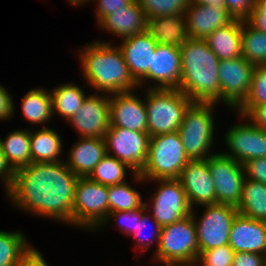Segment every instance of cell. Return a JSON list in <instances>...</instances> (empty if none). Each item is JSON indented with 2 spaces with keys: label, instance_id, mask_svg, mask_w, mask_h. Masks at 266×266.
Listing matches in <instances>:
<instances>
[{
  "label": "cell",
  "instance_id": "cell-25",
  "mask_svg": "<svg viewBox=\"0 0 266 266\" xmlns=\"http://www.w3.org/2000/svg\"><path fill=\"white\" fill-rule=\"evenodd\" d=\"M206 41L219 60L242 56V19L235 18L227 26L216 29Z\"/></svg>",
  "mask_w": 266,
  "mask_h": 266
},
{
  "label": "cell",
  "instance_id": "cell-17",
  "mask_svg": "<svg viewBox=\"0 0 266 266\" xmlns=\"http://www.w3.org/2000/svg\"><path fill=\"white\" fill-rule=\"evenodd\" d=\"M190 207L216 204V192L207 159L190 160L178 177Z\"/></svg>",
  "mask_w": 266,
  "mask_h": 266
},
{
  "label": "cell",
  "instance_id": "cell-5",
  "mask_svg": "<svg viewBox=\"0 0 266 266\" xmlns=\"http://www.w3.org/2000/svg\"><path fill=\"white\" fill-rule=\"evenodd\" d=\"M147 89L144 101L149 136L177 132L193 101L178 89Z\"/></svg>",
  "mask_w": 266,
  "mask_h": 266
},
{
  "label": "cell",
  "instance_id": "cell-10",
  "mask_svg": "<svg viewBox=\"0 0 266 266\" xmlns=\"http://www.w3.org/2000/svg\"><path fill=\"white\" fill-rule=\"evenodd\" d=\"M107 154L116 157L140 174L147 161L150 136L148 132L109 127L105 133Z\"/></svg>",
  "mask_w": 266,
  "mask_h": 266
},
{
  "label": "cell",
  "instance_id": "cell-11",
  "mask_svg": "<svg viewBox=\"0 0 266 266\" xmlns=\"http://www.w3.org/2000/svg\"><path fill=\"white\" fill-rule=\"evenodd\" d=\"M216 192V204L238 207L245 180L244 166L223 153L207 158Z\"/></svg>",
  "mask_w": 266,
  "mask_h": 266
},
{
  "label": "cell",
  "instance_id": "cell-9",
  "mask_svg": "<svg viewBox=\"0 0 266 266\" xmlns=\"http://www.w3.org/2000/svg\"><path fill=\"white\" fill-rule=\"evenodd\" d=\"M191 211L197 233L199 254L202 251L228 245L232 222L239 213L237 208L225 204L205 205L202 216L197 219Z\"/></svg>",
  "mask_w": 266,
  "mask_h": 266
},
{
  "label": "cell",
  "instance_id": "cell-52",
  "mask_svg": "<svg viewBox=\"0 0 266 266\" xmlns=\"http://www.w3.org/2000/svg\"><path fill=\"white\" fill-rule=\"evenodd\" d=\"M87 0H80V5H83V3H86Z\"/></svg>",
  "mask_w": 266,
  "mask_h": 266
},
{
  "label": "cell",
  "instance_id": "cell-46",
  "mask_svg": "<svg viewBox=\"0 0 266 266\" xmlns=\"http://www.w3.org/2000/svg\"><path fill=\"white\" fill-rule=\"evenodd\" d=\"M13 266H49L43 255L32 245Z\"/></svg>",
  "mask_w": 266,
  "mask_h": 266
},
{
  "label": "cell",
  "instance_id": "cell-24",
  "mask_svg": "<svg viewBox=\"0 0 266 266\" xmlns=\"http://www.w3.org/2000/svg\"><path fill=\"white\" fill-rule=\"evenodd\" d=\"M147 31L161 45L180 47L189 38L185 13L148 18Z\"/></svg>",
  "mask_w": 266,
  "mask_h": 266
},
{
  "label": "cell",
  "instance_id": "cell-14",
  "mask_svg": "<svg viewBox=\"0 0 266 266\" xmlns=\"http://www.w3.org/2000/svg\"><path fill=\"white\" fill-rule=\"evenodd\" d=\"M86 138H104L110 127V95L90 94L68 120Z\"/></svg>",
  "mask_w": 266,
  "mask_h": 266
},
{
  "label": "cell",
  "instance_id": "cell-48",
  "mask_svg": "<svg viewBox=\"0 0 266 266\" xmlns=\"http://www.w3.org/2000/svg\"><path fill=\"white\" fill-rule=\"evenodd\" d=\"M0 177L3 179L5 189L13 182L14 171L6 161L0 147Z\"/></svg>",
  "mask_w": 266,
  "mask_h": 266
},
{
  "label": "cell",
  "instance_id": "cell-42",
  "mask_svg": "<svg viewBox=\"0 0 266 266\" xmlns=\"http://www.w3.org/2000/svg\"><path fill=\"white\" fill-rule=\"evenodd\" d=\"M90 0H87V2ZM133 0H96L97 10H96V19L99 24L106 16L114 13L116 10L125 8Z\"/></svg>",
  "mask_w": 266,
  "mask_h": 266
},
{
  "label": "cell",
  "instance_id": "cell-26",
  "mask_svg": "<svg viewBox=\"0 0 266 266\" xmlns=\"http://www.w3.org/2000/svg\"><path fill=\"white\" fill-rule=\"evenodd\" d=\"M60 135L50 127L30 130V147L32 162H59L63 151ZM62 159V160H61Z\"/></svg>",
  "mask_w": 266,
  "mask_h": 266
},
{
  "label": "cell",
  "instance_id": "cell-41",
  "mask_svg": "<svg viewBox=\"0 0 266 266\" xmlns=\"http://www.w3.org/2000/svg\"><path fill=\"white\" fill-rule=\"evenodd\" d=\"M244 20L256 30L266 32V0H255L254 8Z\"/></svg>",
  "mask_w": 266,
  "mask_h": 266
},
{
  "label": "cell",
  "instance_id": "cell-36",
  "mask_svg": "<svg viewBox=\"0 0 266 266\" xmlns=\"http://www.w3.org/2000/svg\"><path fill=\"white\" fill-rule=\"evenodd\" d=\"M147 19L185 13L191 0H137Z\"/></svg>",
  "mask_w": 266,
  "mask_h": 266
},
{
  "label": "cell",
  "instance_id": "cell-21",
  "mask_svg": "<svg viewBox=\"0 0 266 266\" xmlns=\"http://www.w3.org/2000/svg\"><path fill=\"white\" fill-rule=\"evenodd\" d=\"M156 46V41L147 30L124 38L121 44L118 45L128 70L136 82L149 71L152 54H154Z\"/></svg>",
  "mask_w": 266,
  "mask_h": 266
},
{
  "label": "cell",
  "instance_id": "cell-45",
  "mask_svg": "<svg viewBox=\"0 0 266 266\" xmlns=\"http://www.w3.org/2000/svg\"><path fill=\"white\" fill-rule=\"evenodd\" d=\"M240 118L247 119L251 121V123L266 131V104L251 106Z\"/></svg>",
  "mask_w": 266,
  "mask_h": 266
},
{
  "label": "cell",
  "instance_id": "cell-23",
  "mask_svg": "<svg viewBox=\"0 0 266 266\" xmlns=\"http://www.w3.org/2000/svg\"><path fill=\"white\" fill-rule=\"evenodd\" d=\"M65 161L68 168L78 177H88L100 160L107 155L104 138L81 137Z\"/></svg>",
  "mask_w": 266,
  "mask_h": 266
},
{
  "label": "cell",
  "instance_id": "cell-35",
  "mask_svg": "<svg viewBox=\"0 0 266 266\" xmlns=\"http://www.w3.org/2000/svg\"><path fill=\"white\" fill-rule=\"evenodd\" d=\"M266 104V63L255 65L248 96L237 108L243 115L251 106Z\"/></svg>",
  "mask_w": 266,
  "mask_h": 266
},
{
  "label": "cell",
  "instance_id": "cell-19",
  "mask_svg": "<svg viewBox=\"0 0 266 266\" xmlns=\"http://www.w3.org/2000/svg\"><path fill=\"white\" fill-rule=\"evenodd\" d=\"M187 34L191 39L206 38L216 29L227 26L235 18L224 6L190 3L185 11Z\"/></svg>",
  "mask_w": 266,
  "mask_h": 266
},
{
  "label": "cell",
  "instance_id": "cell-34",
  "mask_svg": "<svg viewBox=\"0 0 266 266\" xmlns=\"http://www.w3.org/2000/svg\"><path fill=\"white\" fill-rule=\"evenodd\" d=\"M29 247L21 232L0 231V266H13Z\"/></svg>",
  "mask_w": 266,
  "mask_h": 266
},
{
  "label": "cell",
  "instance_id": "cell-22",
  "mask_svg": "<svg viewBox=\"0 0 266 266\" xmlns=\"http://www.w3.org/2000/svg\"><path fill=\"white\" fill-rule=\"evenodd\" d=\"M99 26L101 29L112 33V35L124 39L146 31L147 17L139 2L133 0L125 8L118 9L114 13L106 16L99 23Z\"/></svg>",
  "mask_w": 266,
  "mask_h": 266
},
{
  "label": "cell",
  "instance_id": "cell-28",
  "mask_svg": "<svg viewBox=\"0 0 266 266\" xmlns=\"http://www.w3.org/2000/svg\"><path fill=\"white\" fill-rule=\"evenodd\" d=\"M237 210L245 217L266 222V185L245 178Z\"/></svg>",
  "mask_w": 266,
  "mask_h": 266
},
{
  "label": "cell",
  "instance_id": "cell-39",
  "mask_svg": "<svg viewBox=\"0 0 266 266\" xmlns=\"http://www.w3.org/2000/svg\"><path fill=\"white\" fill-rule=\"evenodd\" d=\"M146 211L147 208L145 203L141 208L133 211L111 212L99 228L101 229L103 225L105 227V225H107L106 223L114 218L116 220L115 224H117L118 227L120 226V231L123 232L122 234L131 236L136 232L137 219H141L142 214Z\"/></svg>",
  "mask_w": 266,
  "mask_h": 266
},
{
  "label": "cell",
  "instance_id": "cell-31",
  "mask_svg": "<svg viewBox=\"0 0 266 266\" xmlns=\"http://www.w3.org/2000/svg\"><path fill=\"white\" fill-rule=\"evenodd\" d=\"M242 56L254 65L266 63V32L242 19Z\"/></svg>",
  "mask_w": 266,
  "mask_h": 266
},
{
  "label": "cell",
  "instance_id": "cell-51",
  "mask_svg": "<svg viewBox=\"0 0 266 266\" xmlns=\"http://www.w3.org/2000/svg\"><path fill=\"white\" fill-rule=\"evenodd\" d=\"M69 3H71V5L74 6H79L80 4V0H68Z\"/></svg>",
  "mask_w": 266,
  "mask_h": 266
},
{
  "label": "cell",
  "instance_id": "cell-4",
  "mask_svg": "<svg viewBox=\"0 0 266 266\" xmlns=\"http://www.w3.org/2000/svg\"><path fill=\"white\" fill-rule=\"evenodd\" d=\"M189 161L178 131L151 136L147 161L140 174L134 173L133 179L136 182L178 179Z\"/></svg>",
  "mask_w": 266,
  "mask_h": 266
},
{
  "label": "cell",
  "instance_id": "cell-2",
  "mask_svg": "<svg viewBox=\"0 0 266 266\" xmlns=\"http://www.w3.org/2000/svg\"><path fill=\"white\" fill-rule=\"evenodd\" d=\"M178 90L193 102H220L219 58L206 40L188 38L181 46Z\"/></svg>",
  "mask_w": 266,
  "mask_h": 266
},
{
  "label": "cell",
  "instance_id": "cell-47",
  "mask_svg": "<svg viewBox=\"0 0 266 266\" xmlns=\"http://www.w3.org/2000/svg\"><path fill=\"white\" fill-rule=\"evenodd\" d=\"M7 89L0 85V120H6L13 117L14 101ZM12 116V117H11Z\"/></svg>",
  "mask_w": 266,
  "mask_h": 266
},
{
  "label": "cell",
  "instance_id": "cell-27",
  "mask_svg": "<svg viewBox=\"0 0 266 266\" xmlns=\"http://www.w3.org/2000/svg\"><path fill=\"white\" fill-rule=\"evenodd\" d=\"M0 147L13 171L32 163L30 130H15L5 140L0 138Z\"/></svg>",
  "mask_w": 266,
  "mask_h": 266
},
{
  "label": "cell",
  "instance_id": "cell-29",
  "mask_svg": "<svg viewBox=\"0 0 266 266\" xmlns=\"http://www.w3.org/2000/svg\"><path fill=\"white\" fill-rule=\"evenodd\" d=\"M52 99V114L55 112L67 121L75 114L87 97L82 87L77 84L65 83L49 90Z\"/></svg>",
  "mask_w": 266,
  "mask_h": 266
},
{
  "label": "cell",
  "instance_id": "cell-12",
  "mask_svg": "<svg viewBox=\"0 0 266 266\" xmlns=\"http://www.w3.org/2000/svg\"><path fill=\"white\" fill-rule=\"evenodd\" d=\"M158 184L151 199V207L146 204L147 210L151 208V216L161 225V227L171 225L189 215L190 207L184 188L178 179H158L152 180Z\"/></svg>",
  "mask_w": 266,
  "mask_h": 266
},
{
  "label": "cell",
  "instance_id": "cell-40",
  "mask_svg": "<svg viewBox=\"0 0 266 266\" xmlns=\"http://www.w3.org/2000/svg\"><path fill=\"white\" fill-rule=\"evenodd\" d=\"M245 178L266 185V158H254L243 164Z\"/></svg>",
  "mask_w": 266,
  "mask_h": 266
},
{
  "label": "cell",
  "instance_id": "cell-20",
  "mask_svg": "<svg viewBox=\"0 0 266 266\" xmlns=\"http://www.w3.org/2000/svg\"><path fill=\"white\" fill-rule=\"evenodd\" d=\"M228 245L234 252L266 255V222L238 213L231 225Z\"/></svg>",
  "mask_w": 266,
  "mask_h": 266
},
{
  "label": "cell",
  "instance_id": "cell-13",
  "mask_svg": "<svg viewBox=\"0 0 266 266\" xmlns=\"http://www.w3.org/2000/svg\"><path fill=\"white\" fill-rule=\"evenodd\" d=\"M220 101L237 109L249 94L255 65L243 56L219 60Z\"/></svg>",
  "mask_w": 266,
  "mask_h": 266
},
{
  "label": "cell",
  "instance_id": "cell-3",
  "mask_svg": "<svg viewBox=\"0 0 266 266\" xmlns=\"http://www.w3.org/2000/svg\"><path fill=\"white\" fill-rule=\"evenodd\" d=\"M100 41L87 44L78 54L87 83L95 91L109 95L135 89L137 91L138 83L131 76L121 49L109 42Z\"/></svg>",
  "mask_w": 266,
  "mask_h": 266
},
{
  "label": "cell",
  "instance_id": "cell-30",
  "mask_svg": "<svg viewBox=\"0 0 266 266\" xmlns=\"http://www.w3.org/2000/svg\"><path fill=\"white\" fill-rule=\"evenodd\" d=\"M21 109L23 116L31 124L39 125L51 120L52 114V99L50 91H45V88L31 89L21 101Z\"/></svg>",
  "mask_w": 266,
  "mask_h": 266
},
{
  "label": "cell",
  "instance_id": "cell-37",
  "mask_svg": "<svg viewBox=\"0 0 266 266\" xmlns=\"http://www.w3.org/2000/svg\"><path fill=\"white\" fill-rule=\"evenodd\" d=\"M146 213L147 212H144L142 214L141 219H137L136 232L131 235L132 237L134 236V238L136 239L137 248H134V249L138 250V248L141 247L140 250L142 252L144 251L146 252V250H149L153 242H156L157 245L155 246L157 250L158 245H159V240H160L161 228H162L161 225L151 216V214L147 216ZM150 219L153 224L151 226L153 227L152 234L144 235L143 233L145 232V228L147 227V223Z\"/></svg>",
  "mask_w": 266,
  "mask_h": 266
},
{
  "label": "cell",
  "instance_id": "cell-1",
  "mask_svg": "<svg viewBox=\"0 0 266 266\" xmlns=\"http://www.w3.org/2000/svg\"><path fill=\"white\" fill-rule=\"evenodd\" d=\"M78 178L64 160L32 162L14 171L13 182L5 189V194L18 209L73 226Z\"/></svg>",
  "mask_w": 266,
  "mask_h": 266
},
{
  "label": "cell",
  "instance_id": "cell-16",
  "mask_svg": "<svg viewBox=\"0 0 266 266\" xmlns=\"http://www.w3.org/2000/svg\"><path fill=\"white\" fill-rule=\"evenodd\" d=\"M181 78V52L179 46L157 44L152 54L149 71L137 82L139 88L145 80L157 82L148 88L178 89Z\"/></svg>",
  "mask_w": 266,
  "mask_h": 266
},
{
  "label": "cell",
  "instance_id": "cell-44",
  "mask_svg": "<svg viewBox=\"0 0 266 266\" xmlns=\"http://www.w3.org/2000/svg\"><path fill=\"white\" fill-rule=\"evenodd\" d=\"M232 266H266V255L235 252Z\"/></svg>",
  "mask_w": 266,
  "mask_h": 266
},
{
  "label": "cell",
  "instance_id": "cell-32",
  "mask_svg": "<svg viewBox=\"0 0 266 266\" xmlns=\"http://www.w3.org/2000/svg\"><path fill=\"white\" fill-rule=\"evenodd\" d=\"M126 169L132 171L125 163L107 154L95 166L88 178L107 186L121 184L127 181Z\"/></svg>",
  "mask_w": 266,
  "mask_h": 266
},
{
  "label": "cell",
  "instance_id": "cell-33",
  "mask_svg": "<svg viewBox=\"0 0 266 266\" xmlns=\"http://www.w3.org/2000/svg\"><path fill=\"white\" fill-rule=\"evenodd\" d=\"M109 213L118 211H133L141 208L142 201L140 192L132 188L127 181L121 184L108 186Z\"/></svg>",
  "mask_w": 266,
  "mask_h": 266
},
{
  "label": "cell",
  "instance_id": "cell-8",
  "mask_svg": "<svg viewBox=\"0 0 266 266\" xmlns=\"http://www.w3.org/2000/svg\"><path fill=\"white\" fill-rule=\"evenodd\" d=\"M108 214V186L79 177L75 187L73 226L98 231Z\"/></svg>",
  "mask_w": 266,
  "mask_h": 266
},
{
  "label": "cell",
  "instance_id": "cell-6",
  "mask_svg": "<svg viewBox=\"0 0 266 266\" xmlns=\"http://www.w3.org/2000/svg\"><path fill=\"white\" fill-rule=\"evenodd\" d=\"M216 102H193L185 112L178 134L190 160L207 159L214 140ZM215 105V106H214Z\"/></svg>",
  "mask_w": 266,
  "mask_h": 266
},
{
  "label": "cell",
  "instance_id": "cell-7",
  "mask_svg": "<svg viewBox=\"0 0 266 266\" xmlns=\"http://www.w3.org/2000/svg\"><path fill=\"white\" fill-rule=\"evenodd\" d=\"M198 257L199 245L192 214L161 228L159 245L153 256L155 260L195 266Z\"/></svg>",
  "mask_w": 266,
  "mask_h": 266
},
{
  "label": "cell",
  "instance_id": "cell-18",
  "mask_svg": "<svg viewBox=\"0 0 266 266\" xmlns=\"http://www.w3.org/2000/svg\"><path fill=\"white\" fill-rule=\"evenodd\" d=\"M133 91L110 95V127L148 132L145 101Z\"/></svg>",
  "mask_w": 266,
  "mask_h": 266
},
{
  "label": "cell",
  "instance_id": "cell-43",
  "mask_svg": "<svg viewBox=\"0 0 266 266\" xmlns=\"http://www.w3.org/2000/svg\"><path fill=\"white\" fill-rule=\"evenodd\" d=\"M234 18L245 19L254 8L255 0H223Z\"/></svg>",
  "mask_w": 266,
  "mask_h": 266
},
{
  "label": "cell",
  "instance_id": "cell-49",
  "mask_svg": "<svg viewBox=\"0 0 266 266\" xmlns=\"http://www.w3.org/2000/svg\"><path fill=\"white\" fill-rule=\"evenodd\" d=\"M194 4L224 6L223 0H191Z\"/></svg>",
  "mask_w": 266,
  "mask_h": 266
},
{
  "label": "cell",
  "instance_id": "cell-38",
  "mask_svg": "<svg viewBox=\"0 0 266 266\" xmlns=\"http://www.w3.org/2000/svg\"><path fill=\"white\" fill-rule=\"evenodd\" d=\"M234 250L229 245L202 251L195 266H232Z\"/></svg>",
  "mask_w": 266,
  "mask_h": 266
},
{
  "label": "cell",
  "instance_id": "cell-15",
  "mask_svg": "<svg viewBox=\"0 0 266 266\" xmlns=\"http://www.w3.org/2000/svg\"><path fill=\"white\" fill-rule=\"evenodd\" d=\"M246 122L230 127L224 138L230 152L223 154L242 165L250 159L266 158V131Z\"/></svg>",
  "mask_w": 266,
  "mask_h": 266
},
{
  "label": "cell",
  "instance_id": "cell-50",
  "mask_svg": "<svg viewBox=\"0 0 266 266\" xmlns=\"http://www.w3.org/2000/svg\"><path fill=\"white\" fill-rule=\"evenodd\" d=\"M157 262H159L161 264H164L163 266H190V265H188L186 263H182V262H170V261H164V262H162V261H157L156 260V263Z\"/></svg>",
  "mask_w": 266,
  "mask_h": 266
}]
</instances>
